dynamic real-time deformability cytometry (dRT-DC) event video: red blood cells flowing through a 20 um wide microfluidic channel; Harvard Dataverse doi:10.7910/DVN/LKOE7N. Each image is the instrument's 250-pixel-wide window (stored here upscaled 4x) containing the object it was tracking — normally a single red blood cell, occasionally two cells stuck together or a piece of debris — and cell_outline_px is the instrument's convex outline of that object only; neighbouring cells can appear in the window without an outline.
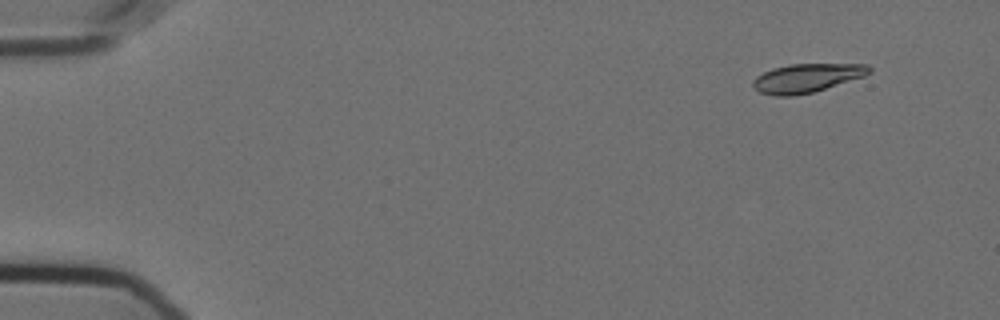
{"species": "Egyptian fruit bat (a non-hibernating species)", "species_latin": "Rousettus aegyptiacus", "temperature_condition": "cold", "stored_images_in_passage": 54, "camera_frame_rate_fps": 3000, "um_per_image_px": 0.085, "animal": {"sex": "female"}, "frame": {"image": 1, "passage_image": 2, "time_ms": 0.333, "image_size_px": [1000, 320], "cell_outline_px": [[872, 72], [864, 76], [812, 92], [792, 96], [776, 96], [760, 92], [752, 84], [752, 80], [756, 76], [772, 68], [792, 64], [868, 64], [872, 68]], "centroid_in_image_um": [68.58, 6.62], "position_along_channel_um": 16.4, "area_um2": 19.31}}
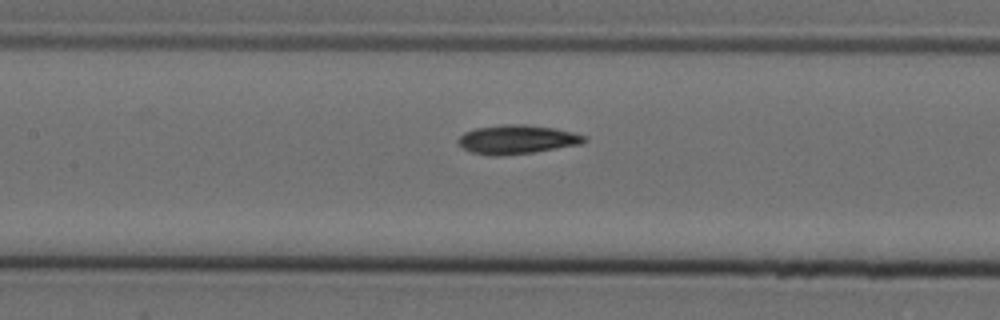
{"frame": {"image": 2, "passage_image": 24, "time_ms": 7.667, "image_size_px": [1000, 320], "cell_outline_px": [[588, 140], [580, 144], [532, 152], [500, 156], [492, 156], [472, 152], [464, 148], [456, 140], [464, 132], [476, 128], [504, 124], [524, 124], [552, 128], [572, 132], [588, 136]], "centroid_in_image_um": [43.94, 11.85], "position_along_channel_um": 163.5, "area_um2": 21.1}}
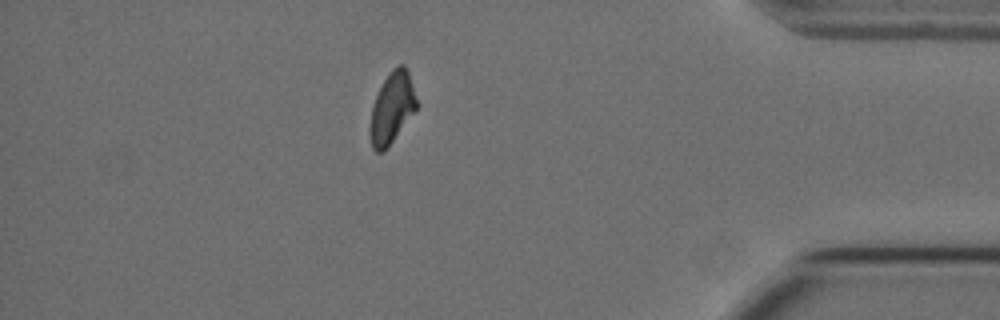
{"frame": {"image": 3, "passage_image": 47, "time_ms": 15.333, "image_size_px": [1000, 320], "cell_outline_px": [[420, 104], [384, 152], [376, 152], [372, 148], [368, 128], [372, 108], [376, 96], [388, 72], [392, 68], [400, 64], [404, 64], [408, 68]], "centroid_in_image_um": [33.34, 9.14], "position_along_channel_um": 401.9, "area_um2": 19.71}, "authors_computed_cell_mechanics": {"area_um2": 20.2589, "velocity_mm_per_s": 3.5711, "shape_relaxation_time_tau1_ms": 5.752, "shape_relaxation_time_tau2_ms": 4.389, "deformation_change_tau1": 0.1771, "deformation_change_tau2": 0.0963}}